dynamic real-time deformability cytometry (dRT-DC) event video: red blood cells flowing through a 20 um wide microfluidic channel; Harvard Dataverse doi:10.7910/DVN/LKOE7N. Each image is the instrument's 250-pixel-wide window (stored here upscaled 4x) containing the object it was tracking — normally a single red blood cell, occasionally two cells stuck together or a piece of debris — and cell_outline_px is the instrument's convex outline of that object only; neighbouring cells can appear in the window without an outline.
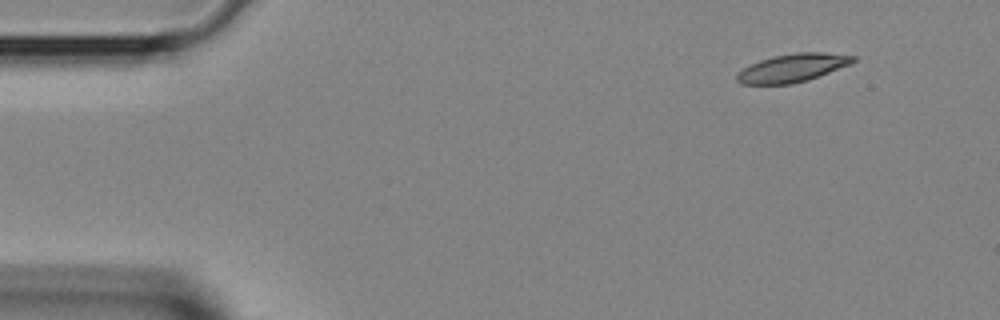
{"species": "Egyptian fruit bat (a non-hibernating species)", "species_latin": "Rousettus aegyptiacus", "temperature_condition": "room temperature", "stored_images_in_passage": 3, "camera_frame_rate_fps": 3000, "um_per_image_px": 0.085, "animal": {"sex": "female"}, "frame": {"image": 1, "passage_image": 1, "time_ms": 0.0, "image_size_px": [1000, 320], "cell_outline_px": [[856, 60], [852, 64], [808, 80], [792, 84], [740, 84], [736, 80], [736, 72], [760, 60], [772, 56], [796, 52], [824, 52], [856, 56]], "centroid_in_image_um": [67.38, 5.77], "position_along_channel_um": 17.6, "area_um2": 19.25}}
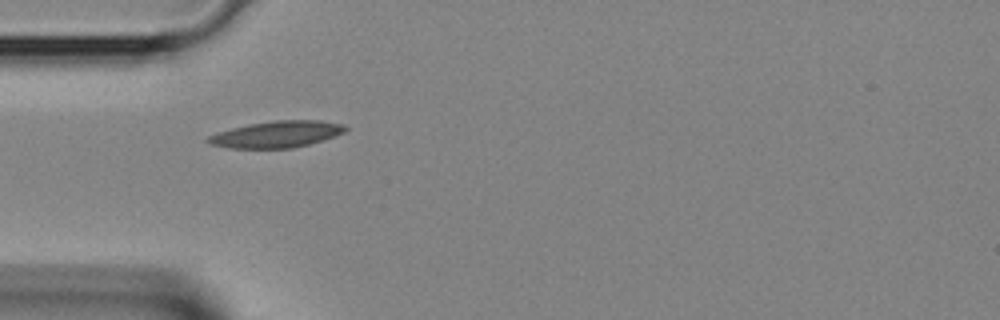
{"frame": {"image": 2, "passage_image": 3, "time_ms": 0.667, "image_size_px": [1000, 320], "cell_outline_px": [[348, 128], [344, 132], [336, 136], [308, 144], [292, 148], [228, 148], [208, 144], [204, 140], [208, 136], [216, 132], [248, 124], [276, 120], [320, 120], [344, 124]], "centroid_in_image_um": [23.49, 11.41], "position_along_channel_um": 61.5, "area_um2": 21.39}}